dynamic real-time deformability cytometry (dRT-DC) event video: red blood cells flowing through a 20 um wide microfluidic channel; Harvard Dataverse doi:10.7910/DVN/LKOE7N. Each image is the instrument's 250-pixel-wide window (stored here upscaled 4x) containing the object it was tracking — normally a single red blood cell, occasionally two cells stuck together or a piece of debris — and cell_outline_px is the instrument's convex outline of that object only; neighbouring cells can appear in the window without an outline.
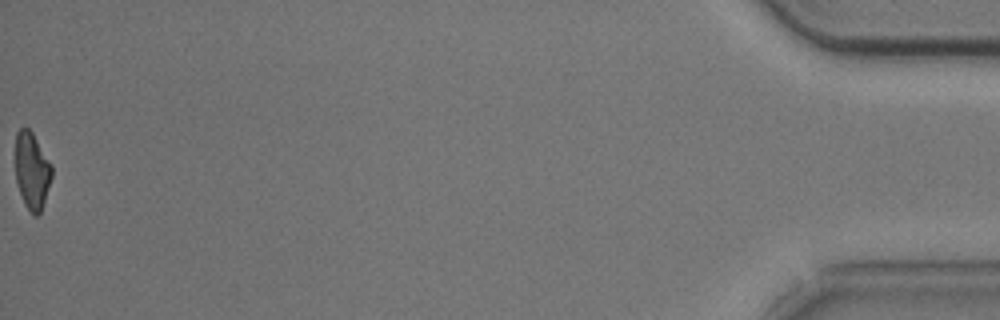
{"species": "common noctule bat (a hibernating species)", "species_latin": "Nyctalus noctula", "temperature_condition": "cold", "stored_images_in_passage": 43, "camera_frame_rate_fps": 3000, "um_per_image_px": 0.085, "animal": {"sex": "male", "body_mass_g": 20.5, "forearm_length_mm": 52.5}, "frame": {"image": 1, "passage_image": 43, "time_ms": 14.0, "image_size_px": [1000, 320], "cell_outline_px": [[52, 176], [40, 212], [36, 216], [32, 216], [24, 204], [16, 180], [16, 132], [20, 128], [28, 128], [32, 132], [52, 164]], "centroid_in_image_um": [2.72, 14.51], "position_along_channel_um": 432.5, "area_um2": 16.18}}